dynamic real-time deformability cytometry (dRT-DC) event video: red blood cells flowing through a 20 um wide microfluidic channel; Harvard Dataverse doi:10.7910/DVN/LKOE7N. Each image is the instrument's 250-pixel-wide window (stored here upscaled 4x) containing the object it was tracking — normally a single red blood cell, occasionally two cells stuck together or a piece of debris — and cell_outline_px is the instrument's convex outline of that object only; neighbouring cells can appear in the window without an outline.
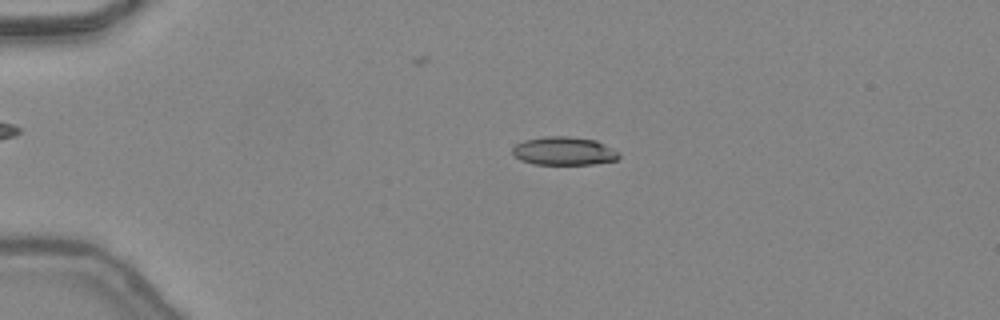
{"species": "common noctule bat (a hibernating species)", "species_latin": "Nyctalus noctula", "temperature_condition": "warm", "stored_images_in_passage": 43, "camera_frame_rate_fps": 3000, "um_per_image_px": 0.085, "animal": {"sex": "female", "body_mass_g": 24.6, "forearm_length_mm": 56.2}, "frame": {"image": 1, "passage_image": 7, "time_ms": 2.0, "image_size_px": [1000, 320], "cell_outline_px": [[620, 156], [616, 160], [592, 164], [532, 164], [520, 160], [512, 152], [512, 148], [516, 144], [524, 140], [544, 136], [568, 136], [596, 140], [620, 152]], "centroid_in_image_um": [47.93, 12.83], "position_along_channel_um": 37.1, "area_um2": 17.63}}
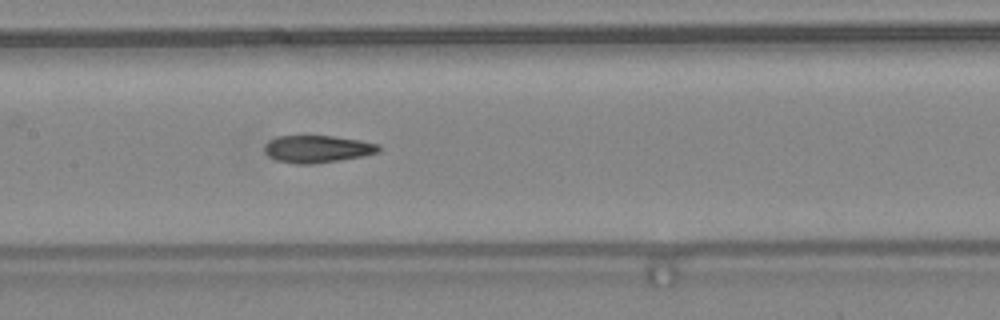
{"frame": {"image": 2, "passage_image": 20, "time_ms": 6.333, "image_size_px": [1000, 320], "cell_outline_px": [[380, 152], [364, 156], [340, 160], [312, 164], [296, 164], [276, 160], [268, 156], [264, 152], [264, 144], [268, 140], [276, 136], [332, 136], [360, 140], [380, 144]], "centroid_in_image_um": [26.96, 12.66], "position_along_channel_um": 180.4, "area_um2": 18.38}}
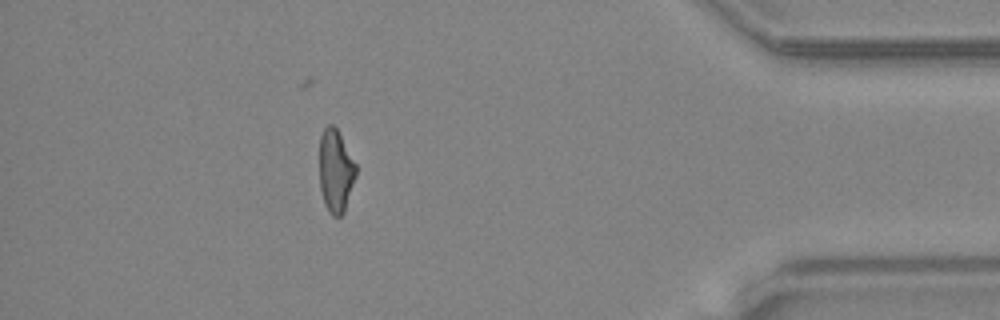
{"frame": {"image": 3, "passage_image": 38, "time_ms": 12.333, "image_size_px": [1000, 320], "cell_outline_px": [[356, 176], [344, 212], [340, 216], [332, 216], [328, 212], [324, 204], [320, 188], [320, 136], [324, 128], [328, 124], [332, 124], [336, 128], [356, 164]], "centroid_in_image_um": [28.52, 14.55], "position_along_channel_um": 406.7, "area_um2": 17.57}, "authors_computed_cell_mechanics": {"area_um2": 18.4382, "velocity_mm_per_s": 4.4691, "shape_relaxation_time_tau1_ms": null, "shape_relaxation_time_tau2_ms": 1.6316, "deformation_change_tau1": null, "deformation_change_tau2": 0.0907}}